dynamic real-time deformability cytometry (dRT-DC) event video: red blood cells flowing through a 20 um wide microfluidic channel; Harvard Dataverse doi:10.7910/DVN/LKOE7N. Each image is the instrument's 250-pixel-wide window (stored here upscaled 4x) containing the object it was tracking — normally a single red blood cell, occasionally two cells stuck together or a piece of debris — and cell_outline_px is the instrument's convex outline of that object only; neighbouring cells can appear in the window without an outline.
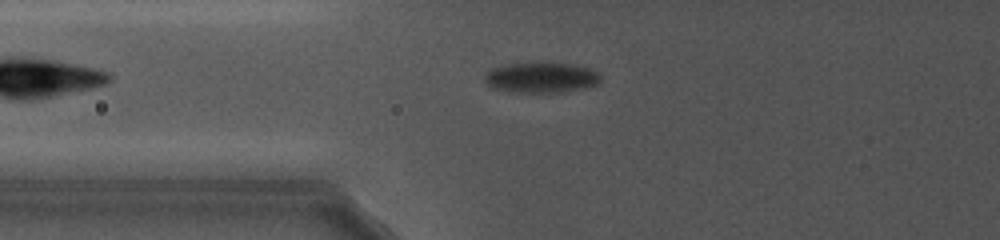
{"species": "common noctule bat (a hibernating species)", "species_latin": "Nyctalus noctula", "temperature_condition": "cold", "stored_images_in_passage": 31, "camera_frame_rate_fps": 5000, "um_per_image_px": 0.085, "animal": {"sex": "female", "body_mass_g": 19.0, "forearm_length_mm": 56.7}, "frame": {"image": 1, "passage_image": 8, "time_ms": 2.4, "image_size_px": [1000, 240], "cell_outline_px": [[600, 80], [596, 84], [584, 88], [560, 92], [516, 92], [492, 88], [484, 80], [484, 76], [492, 68], [504, 64], [576, 64], [588, 68], [596, 72], [600, 76]], "centroid_in_image_um": [45.98, 6.6], "position_along_channel_um": 79.8, "area_um2": 20.06}}
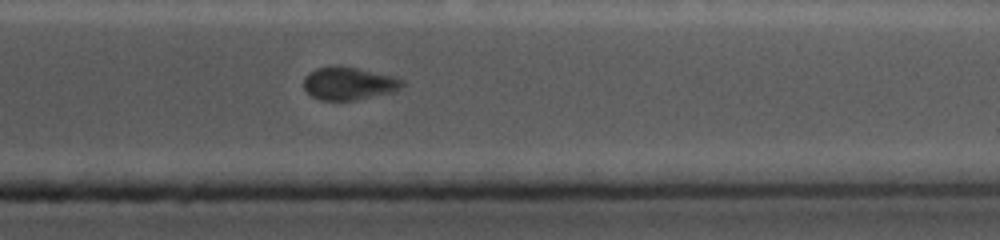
{"frame": {"image": 2, "passage_image": 28, "time_ms": 10.4, "image_size_px": [1000, 240], "cell_outline_px": [[404, 84], [400, 88], [392, 92], [352, 100], [320, 100], [312, 96], [304, 88], [304, 76], [308, 72], [316, 68], [332, 64], [336, 64], [356, 68], [392, 76], [404, 80]], "centroid_in_image_um": [29.59, 7.07], "position_along_channel_um": 381.8, "area_um2": 18.84}}
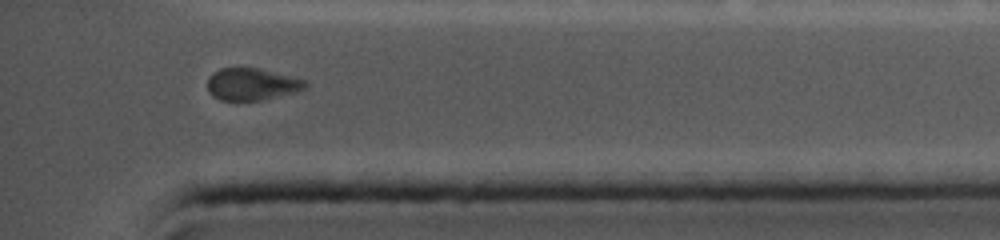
{"frame": {"image": 3, "passage_image": 30, "time_ms": 11.2, "image_size_px": [1000, 240], "cell_outline_px": [[308, 84], [304, 88], [296, 92], [260, 100], [220, 100], [212, 96], [208, 88], [208, 76], [212, 72], [220, 68], [260, 68], [304, 80]], "centroid_in_image_um": [21.37, 7.15], "position_along_channel_um": 413.8, "area_um2": 18.15}, "authors_computed_cell_mechanics": {"area_um2": 20.519, "velocity_mm_per_s": 3.895, "shape_relaxation_time_tau1_ms": 2.5912, "shape_relaxation_time_tau2_ms": null, "deformation_change_tau1": 0.0828, "deformation_change_tau2": null}}